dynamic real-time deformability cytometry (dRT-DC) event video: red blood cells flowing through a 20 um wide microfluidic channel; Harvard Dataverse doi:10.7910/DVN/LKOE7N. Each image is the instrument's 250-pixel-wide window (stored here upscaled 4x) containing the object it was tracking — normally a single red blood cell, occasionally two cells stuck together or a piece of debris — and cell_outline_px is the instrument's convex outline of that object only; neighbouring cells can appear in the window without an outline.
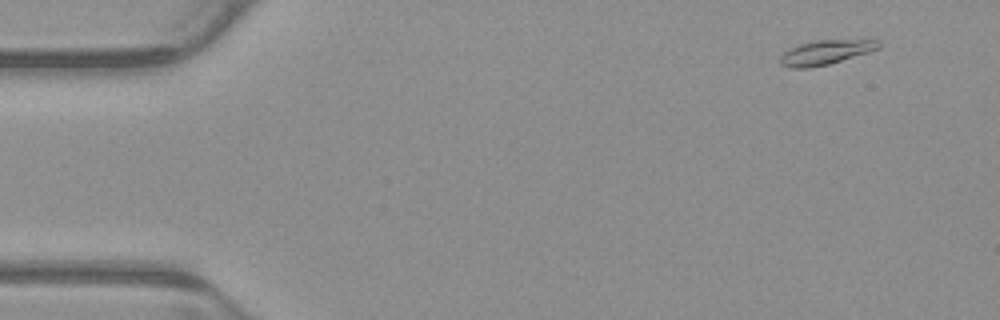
{"species": "common noctule bat (a hibernating species)", "species_latin": "Nyctalus noctula", "temperature_condition": "warm", "stored_images_in_passage": 53, "camera_frame_rate_fps": 3000, "um_per_image_px": 0.085, "animal": {"sex": "male", "body_mass_g": 23.1, "forearm_length_mm": 52.7}, "frame": {"image": 1, "passage_image": 4, "time_ms": 1.0, "image_size_px": [1000, 320], "cell_outline_px": [[880, 48], [868, 52], [828, 64], [808, 68], [792, 68], [780, 64], [780, 56], [788, 48], [800, 44], [816, 40], [880, 40]], "centroid_in_image_um": [70.15, 4.44], "position_along_channel_um": 14.8, "area_um2": 13.87}}
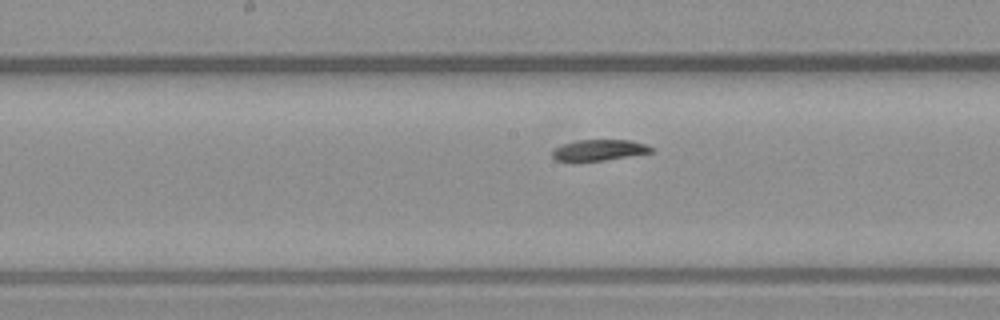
{"frame": {"image": 2, "passage_image": 27, "time_ms": 8.667, "image_size_px": [1000, 320], "cell_outline_px": [[656, 148], [652, 152], [604, 160], [556, 160], [552, 156], [552, 148], [576, 140], [632, 140], [648, 144]], "centroid_in_image_um": [50.98, 12.73], "position_along_channel_um": 197.2, "area_um2": 12.02}}
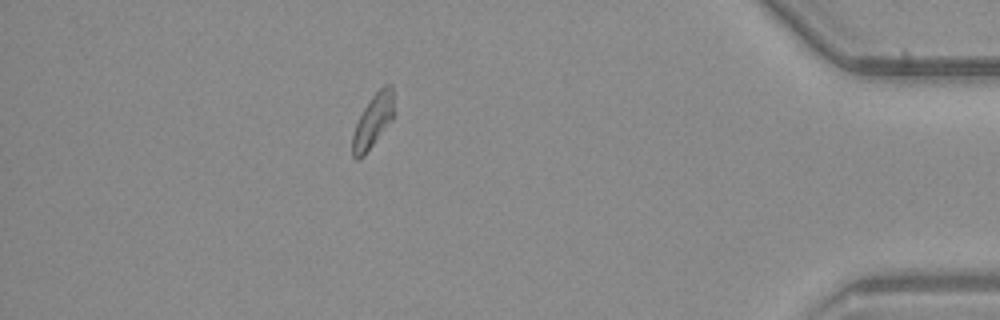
{"frame": {"image": 3, "passage_image": 47, "time_ms": 15.333, "image_size_px": [1000, 320], "cell_outline_px": [[396, 112], [392, 120], [364, 156], [360, 160], [356, 160], [352, 156], [352, 136], [356, 124], [364, 108], [372, 96], [384, 84], [392, 84]], "centroid_in_image_um": [31.74, 10.27], "position_along_channel_um": 403.5, "area_um2": 13.18}, "authors_computed_cell_mechanics": {"area_um2": 13.2362, "velocity_mm_per_s": 3.849, "shape_relaxation_time_tau1_ms": 10.9094, "shape_relaxation_time_tau2_ms": null, "deformation_change_tau1": 0.2655, "deformation_change_tau2": null}}